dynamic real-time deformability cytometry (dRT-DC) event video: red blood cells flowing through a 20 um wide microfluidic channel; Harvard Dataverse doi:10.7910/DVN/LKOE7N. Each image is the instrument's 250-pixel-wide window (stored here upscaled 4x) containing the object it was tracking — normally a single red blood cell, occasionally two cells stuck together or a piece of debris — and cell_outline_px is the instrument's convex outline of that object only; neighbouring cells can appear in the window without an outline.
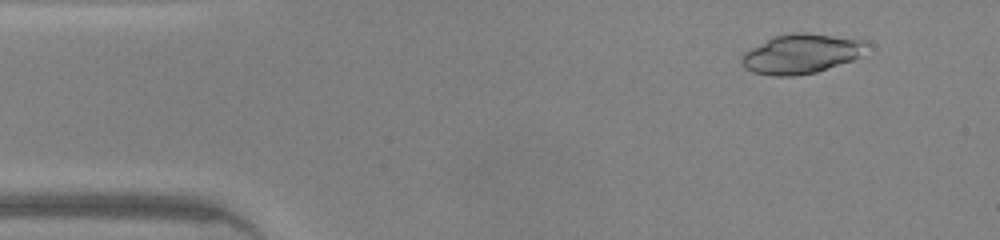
{"species": "common noctule bat (a hibernating species)", "species_latin": "Nyctalus noctula", "temperature_condition": "warm", "stored_images_in_passage": 13, "camera_frame_rate_fps": 3000, "um_per_image_px": 0.085, "animal": {"sex": "male", "body_mass_g": 20.0, "forearm_length_mm": 53.3}, "frame": {"image": 1, "passage_image": 4, "time_ms": 1.0, "image_size_px": [1000, 240], "cell_outline_px": [[864, 44], [860, 56], [852, 60], [816, 72], [792, 76], [772, 76], [752, 72], [744, 68], [740, 60], [744, 52], [772, 36], [792, 32], [804, 32], [864, 40]], "centroid_in_image_um": [68.01, 4.58], "position_along_channel_um": 17.0, "area_um2": 28.55}}
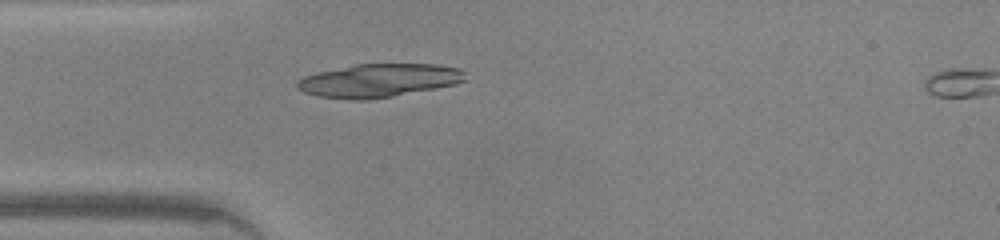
{"frame": {"image": 2, "passage_image": 12, "time_ms": 3.667, "image_size_px": [1000, 240], "cell_outline_px": [[464, 80], [456, 84], [392, 96], [368, 100], [352, 100], [316, 96], [304, 92], [296, 88], [296, 80], [304, 76], [316, 72], [356, 64], [436, 64], [460, 68], [464, 72]], "centroid_in_image_um": [32.14, 6.84], "position_along_channel_um": 52.9, "area_um2": 32.71}}